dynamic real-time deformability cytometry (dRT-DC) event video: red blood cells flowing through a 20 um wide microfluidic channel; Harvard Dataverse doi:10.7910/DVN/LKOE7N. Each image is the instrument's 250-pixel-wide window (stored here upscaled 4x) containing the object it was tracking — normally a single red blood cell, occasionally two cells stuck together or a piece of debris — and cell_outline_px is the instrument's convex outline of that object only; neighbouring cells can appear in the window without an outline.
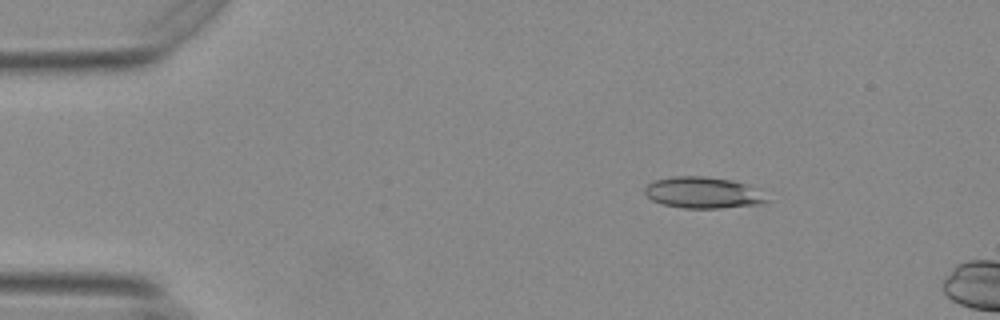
{"species": "Egyptian fruit bat (a non-hibernating species)", "species_latin": "Rousettus aegyptiacus", "temperature_condition": "warm", "stored_images_in_passage": 48, "camera_frame_rate_fps": 3000, "um_per_image_px": 0.085, "animal": {"sex": "female"}, "frame": {"image": 1, "passage_image": 2, "time_ms": 0.333, "image_size_px": [1000, 320], "cell_outline_px": [[768, 200], [760, 204], [720, 208], [684, 208], [664, 204], [652, 200], [644, 192], [644, 188], [648, 184], [656, 180], [676, 176], [704, 176], [728, 180], [744, 184]], "centroid_in_image_um": [59.66, 16.38], "position_along_channel_um": 25.3, "area_um2": 21.5}}
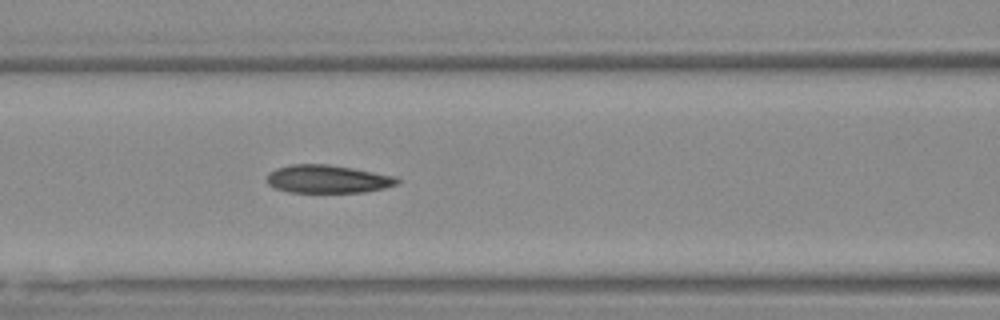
{"frame": {"image": 2, "passage_image": 17, "time_ms": 5.333, "image_size_px": [1000, 320], "cell_outline_px": [[400, 180], [396, 184], [384, 188], [364, 192], [288, 192], [276, 188], [268, 184], [268, 172], [276, 168], [288, 164], [328, 164], [352, 168], [392, 176]], "centroid_in_image_um": [27.79, 15.21], "position_along_channel_um": 138.8, "area_um2": 21.1}}
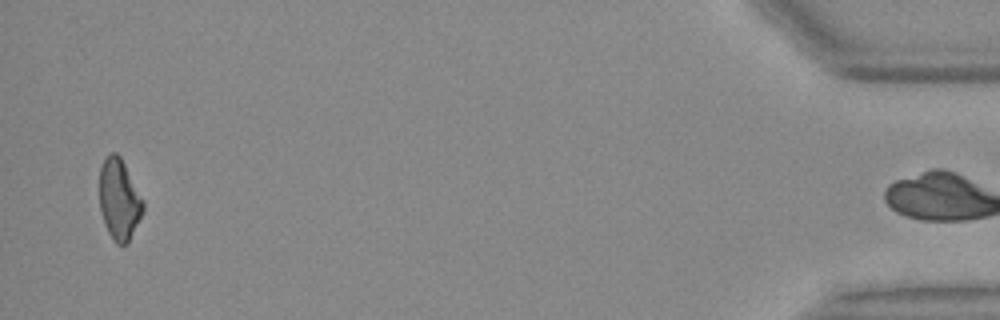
{"frame": {"image": 3, "passage_image": 47, "time_ms": 15.333, "image_size_px": [1000, 320], "cell_outline_px": [[144, 208], [128, 244], [116, 244], [108, 232], [100, 208], [100, 168], [104, 156], [108, 152], [116, 152], [120, 156], [144, 204]], "centroid_in_image_um": [10.1, 16.93], "position_along_channel_um": 425.1, "area_um2": 20.17}, "authors_computed_cell_mechanics": {"area_um2": 21.4149, "velocity_mm_per_s": 3.721, "shape_relaxation_time_tau1_ms": null, "shape_relaxation_time_tau2_ms": 3.3075, "deformation_change_tau1": null, "deformation_change_tau2": 0.1172}}